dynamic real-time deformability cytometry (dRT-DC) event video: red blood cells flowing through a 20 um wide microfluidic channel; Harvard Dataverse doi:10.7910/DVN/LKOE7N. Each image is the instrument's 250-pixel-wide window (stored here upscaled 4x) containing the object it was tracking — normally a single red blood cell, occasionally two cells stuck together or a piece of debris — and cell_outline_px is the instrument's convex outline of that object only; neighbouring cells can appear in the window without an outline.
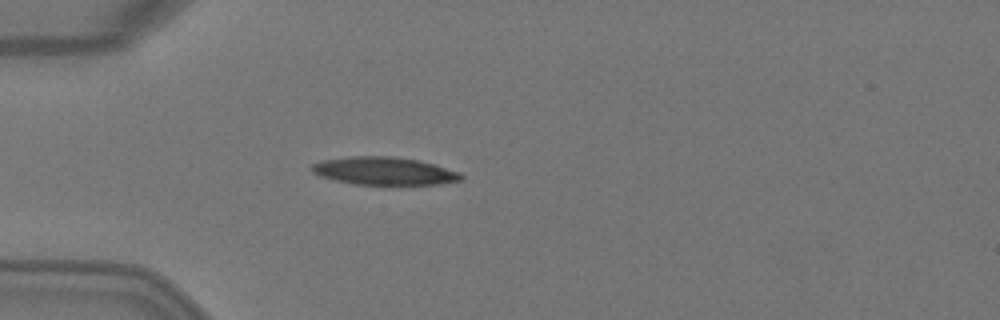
{"species": "Egyptian fruit bat (a non-hibernating species)", "species_latin": "Rousettus aegyptiacus", "temperature_condition": "warm", "stored_images_in_passage": 1, "camera_frame_rate_fps": 3000, "um_per_image_px": 0.085, "animal": {"sex": "female"}, "frame": {"image": 1, "passage_image": 1, "time_ms": 0.0, "image_size_px": [1000, 320], "cell_outline_px": [[464, 176], [460, 180], [440, 184], [392, 188], [356, 184], [336, 180], [320, 176], [312, 172], [312, 164], [324, 160], [352, 156], [392, 156], [416, 160], [432, 164], [460, 172]], "centroid_in_image_um": [32.7, 14.59], "position_along_channel_um": 52.3, "area_um2": 25.03}}